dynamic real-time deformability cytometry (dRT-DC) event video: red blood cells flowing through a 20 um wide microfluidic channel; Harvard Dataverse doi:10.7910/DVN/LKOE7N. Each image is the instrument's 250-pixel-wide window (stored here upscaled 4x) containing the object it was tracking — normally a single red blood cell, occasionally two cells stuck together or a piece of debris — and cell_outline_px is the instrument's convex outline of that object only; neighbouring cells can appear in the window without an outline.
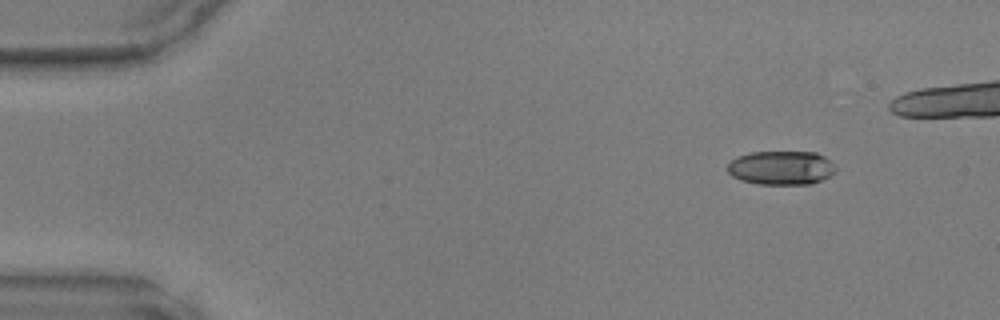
{"species": "common noctule bat (a hibernating species)", "species_latin": "Nyctalus noctula", "temperature_condition": "warm", "stored_images_in_passage": 3, "camera_frame_rate_fps": 3000, "um_per_image_px": 0.085, "animal": {"sex": "male", "body_mass_g": 17.9, "forearm_length_mm": 54.2}, "frame": {"image": 1, "passage_image": 1, "time_ms": 0.0, "image_size_px": [1000, 320], "cell_outline_px": [[836, 172], [832, 176], [812, 184], [760, 184], [740, 180], [732, 176], [728, 172], [728, 164], [736, 156], [748, 152], [816, 152], [824, 156], [836, 168]], "centroid_in_image_um": [66.41, 14.26], "position_along_channel_um": 18.6, "area_um2": 21.56}}